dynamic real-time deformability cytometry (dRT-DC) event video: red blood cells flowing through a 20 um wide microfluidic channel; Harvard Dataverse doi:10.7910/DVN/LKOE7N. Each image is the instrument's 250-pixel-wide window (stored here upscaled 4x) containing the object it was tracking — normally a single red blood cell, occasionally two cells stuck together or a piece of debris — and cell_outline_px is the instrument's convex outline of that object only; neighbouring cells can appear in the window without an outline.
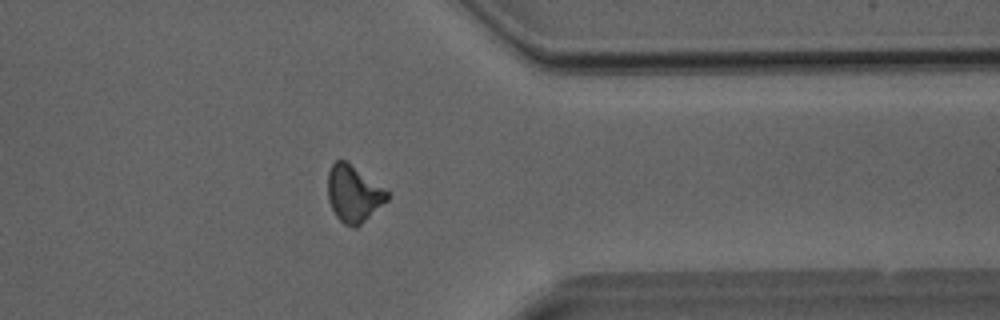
{"species": "Egyptian fruit bat (a non-hibernating species)", "species_latin": "Rousettus aegyptiacus", "temperature_condition": "room temperature", "stored_images_in_passage": 28, "camera_frame_rate_fps": 3000, "um_per_image_px": 0.085, "animal": {"sex": "male"}, "frame": {"image": 1, "passage_image": 23, "time_ms": 7.333, "image_size_px": [1000, 320], "cell_outline_px": [[388, 200], [356, 228], [344, 224], [336, 216], [328, 200], [328, 172], [332, 164], [336, 160], [344, 160], [388, 192]], "centroid_in_image_um": [30.02, 16.49], "position_along_channel_um": 381.4, "area_um2": 19.07}}